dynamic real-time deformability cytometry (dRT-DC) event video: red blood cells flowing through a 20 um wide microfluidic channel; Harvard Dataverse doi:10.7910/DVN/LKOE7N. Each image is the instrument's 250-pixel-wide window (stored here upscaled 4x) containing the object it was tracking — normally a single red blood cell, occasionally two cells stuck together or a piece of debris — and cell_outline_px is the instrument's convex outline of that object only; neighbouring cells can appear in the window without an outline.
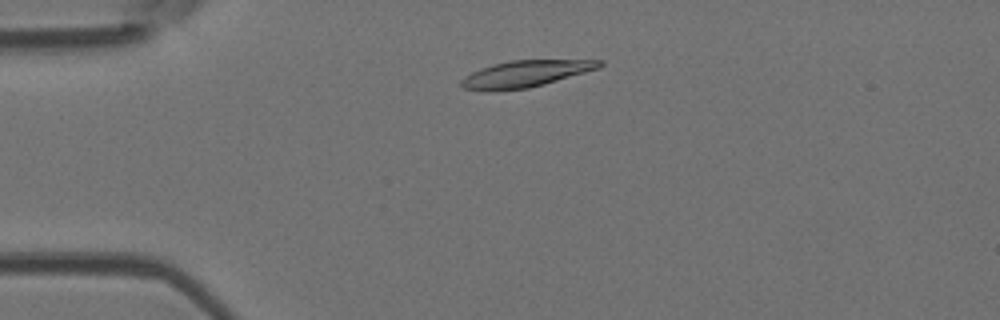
{"species": "Egyptian fruit bat (a non-hibernating species)", "species_latin": "Rousettus aegyptiacus", "temperature_condition": "room temperature", "stored_images_in_passage": 3, "camera_frame_rate_fps": 3000, "um_per_image_px": 0.085, "animal": {"sex": "female"}, "frame": {"image": 1, "passage_image": 2, "time_ms": 0.333, "image_size_px": [1000, 320], "cell_outline_px": [[604, 64], [600, 68], [544, 84], [528, 88], [496, 92], [488, 92], [464, 88], [460, 84], [460, 80], [464, 76], [480, 68], [492, 64], [512, 60], [604, 60]], "centroid_in_image_um": [44.63, 6.29], "position_along_channel_um": 40.4, "area_um2": 21.68}}